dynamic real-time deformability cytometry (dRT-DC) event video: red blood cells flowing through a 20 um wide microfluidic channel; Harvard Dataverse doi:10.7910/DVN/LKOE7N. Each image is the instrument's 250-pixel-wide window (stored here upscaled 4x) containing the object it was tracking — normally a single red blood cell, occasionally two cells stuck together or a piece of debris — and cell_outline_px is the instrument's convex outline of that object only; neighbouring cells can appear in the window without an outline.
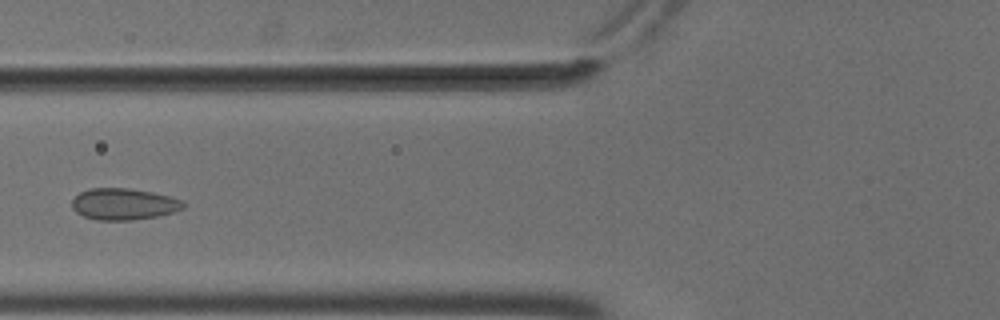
{"species": "common noctule bat (a hibernating species)", "species_latin": "Nyctalus noctula", "temperature_condition": "cold", "stored_images_in_passage": 7, "camera_frame_rate_fps": 3000, "um_per_image_px": 0.085, "animal": {"sex": "male", "body_mass_g": 18.8}, "frame": {"image": 1, "passage_image": 7, "time_ms": 2.0, "image_size_px": [1000, 320], "cell_outline_px": [[184, 208], [172, 212], [156, 216], [132, 220], [96, 220], [84, 216], [76, 212], [72, 208], [72, 200], [80, 192], [88, 188], [128, 188], [152, 192], [184, 200]], "centroid_in_image_um": [10.5, 17.34], "position_along_channel_um": 115.3, "area_um2": 20.4}}